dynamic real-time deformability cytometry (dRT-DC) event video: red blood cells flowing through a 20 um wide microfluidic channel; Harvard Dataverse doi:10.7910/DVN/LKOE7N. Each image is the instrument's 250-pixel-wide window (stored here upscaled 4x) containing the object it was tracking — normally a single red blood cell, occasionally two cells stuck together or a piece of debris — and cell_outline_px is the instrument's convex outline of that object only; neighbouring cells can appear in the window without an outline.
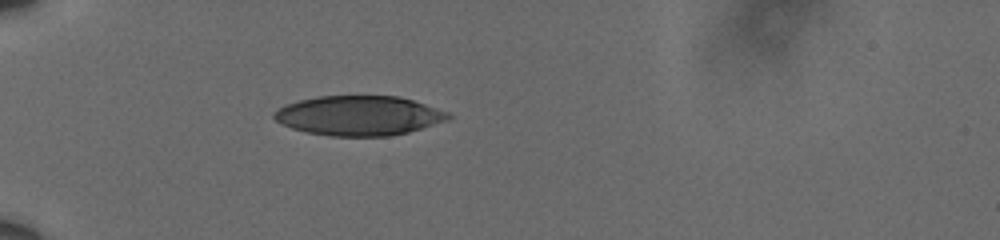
{"species": "human", "species_latin": "Homo sapiens", "temperature_condition": "cold", "stored_images_in_passage": 40, "camera_frame_rate_fps": 3000, "um_per_image_px": 0.085, "donor": {"sex": "male"}, "frame": {"image": 1, "passage_image": 1, "time_ms": 0.0, "image_size_px": [1000, 240], "cell_outline_px": [[452, 116], [448, 120], [408, 132], [388, 136], [332, 136], [308, 132], [292, 128], [276, 120], [272, 116], [272, 112], [288, 104], [300, 100], [316, 96], [400, 96], [448, 112]], "centroid_in_image_um": [30.51, 9.82], "position_along_channel_um": 54.5, "area_um2": 39.94}}
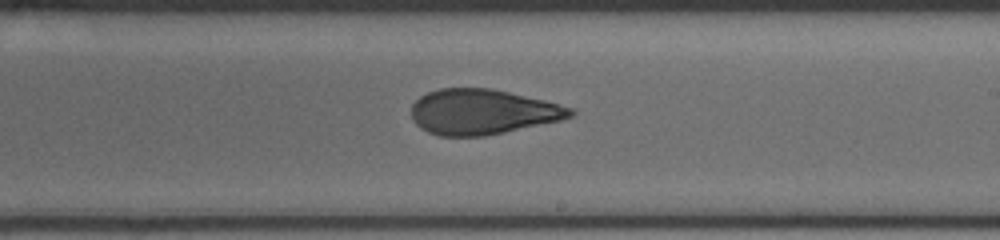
{"frame": {"image": 2, "passage_image": 19, "time_ms": 6.0, "image_size_px": [1000, 240], "cell_outline_px": [[576, 112], [572, 116], [560, 120], [504, 132], [484, 136], [440, 136], [428, 132], [420, 128], [416, 124], [412, 116], [412, 104], [420, 96], [428, 92], [440, 88], [492, 88], [544, 100], [572, 108]], "centroid_in_image_um": [40.99, 9.5], "position_along_channel_um": 248.0, "area_um2": 41.73}}
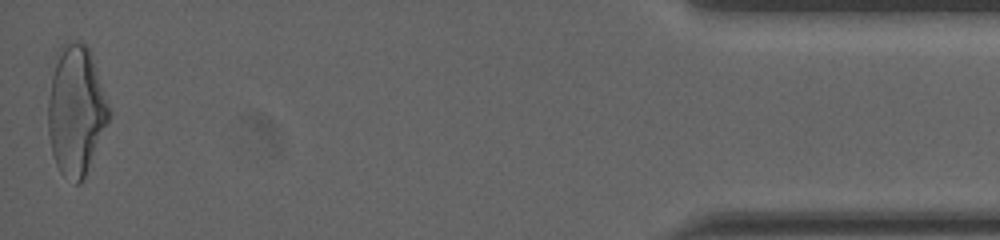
{"frame": {"image": 3, "passage_image": 40, "time_ms": 13.0, "image_size_px": [1000, 240], "cell_outline_px": [[112, 112], [84, 176], [80, 184], [76, 184], [60, 172], [56, 164], [52, 152], [48, 132], [48, 100], [56, 52], [60, 44], [72, 40], [76, 40], [84, 44], [92, 52]], "centroid_in_image_um": [6.46, 9.31], "position_along_channel_um": 428.7, "area_um2": 46.12}, "authors_computed_cell_mechanics": {"area_um2": 42.8298, "velocity_mm_per_s": 3.6241, "shape_relaxation_time_tau1_ms": 7.7518, "shape_relaxation_time_tau2_ms": 2.1922, "deformation_change_tau1": 0.2105, "deformation_change_tau2": 0.1019}}